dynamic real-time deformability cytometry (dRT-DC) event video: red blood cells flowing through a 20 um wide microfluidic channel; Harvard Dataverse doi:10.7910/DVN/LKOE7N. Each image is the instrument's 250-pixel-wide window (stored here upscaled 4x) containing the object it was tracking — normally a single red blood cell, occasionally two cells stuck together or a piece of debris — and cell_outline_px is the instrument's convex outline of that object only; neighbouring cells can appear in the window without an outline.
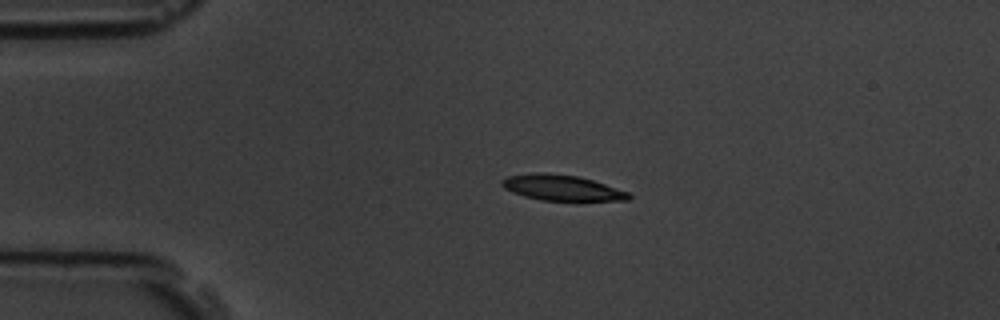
{"species": "common noctule bat (a hibernating species)", "species_latin": "Nyctalus noctula", "temperature_condition": "room temperature", "stored_images_in_passage": 2, "camera_frame_rate_fps": 3000, "um_per_image_px": 0.085, "animal": {"sex": "male", "body_mass_g": 19.5, "forearm_length_mm": 54.6}, "frame": {"image": 1, "passage_image": 1, "time_ms": 0.0, "image_size_px": [1000, 320], "cell_outline_px": [[632, 196], [628, 200], [580, 204], [576, 204], [540, 200], [524, 196], [512, 192], [504, 188], [500, 184], [500, 180], [508, 176], [532, 172], [544, 172], [576, 176], [592, 180], [628, 192]], "centroid_in_image_um": [47.8, 16.02], "position_along_channel_um": 37.2, "area_um2": 20.11}}